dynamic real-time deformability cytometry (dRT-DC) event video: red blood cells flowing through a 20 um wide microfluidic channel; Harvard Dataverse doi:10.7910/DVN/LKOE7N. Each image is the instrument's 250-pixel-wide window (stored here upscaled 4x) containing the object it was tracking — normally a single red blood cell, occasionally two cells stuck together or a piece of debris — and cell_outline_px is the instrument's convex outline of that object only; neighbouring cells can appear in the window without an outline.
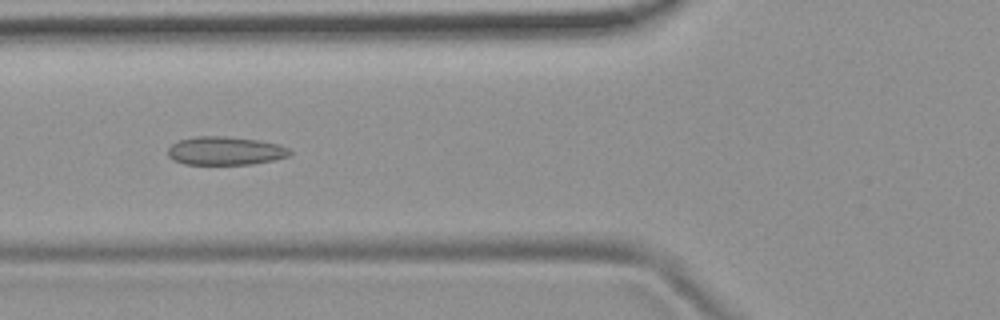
{"species": "common noctule bat (a hibernating species)", "species_latin": "Nyctalus noctula", "temperature_condition": "room temperature", "stored_images_in_passage": 53, "camera_frame_rate_fps": 3000, "um_per_image_px": 0.085, "animal": {"sex": "female", "body_mass_g": 19.9}, "frame": {"image": 1, "passage_image": 20, "time_ms": 6.333, "image_size_px": [1000, 320], "cell_outline_px": [[292, 152], [288, 156], [272, 160], [252, 164], [184, 164], [172, 160], [168, 156], [168, 148], [176, 140], [196, 136], [224, 136], [256, 140], [280, 144], [288, 148]], "centroid_in_image_um": [19.1, 12.81], "position_along_channel_um": 106.7, "area_um2": 20.23}}
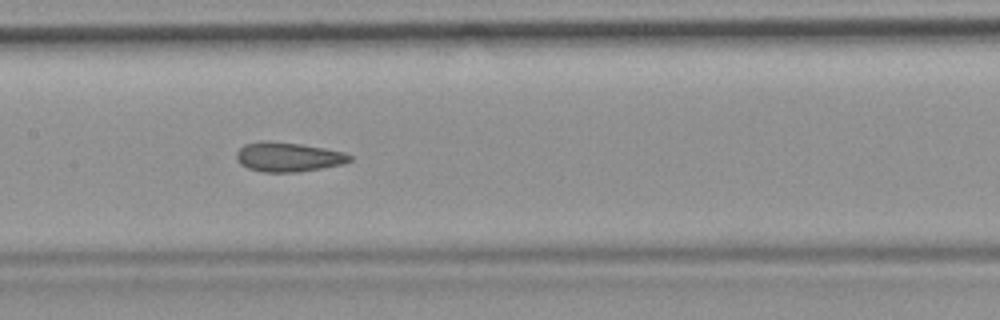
{"frame": {"image": 2, "passage_image": 26, "time_ms": 8.333, "image_size_px": [1000, 320], "cell_outline_px": [[352, 160], [344, 164], [296, 172], [264, 172], [248, 168], [240, 164], [236, 160], [236, 152], [244, 144], [260, 140], [268, 140], [300, 144], [324, 148], [344, 152], [352, 156]], "centroid_in_image_um": [24.47, 13.33], "position_along_channel_um": 182.9, "area_um2": 19.54}}
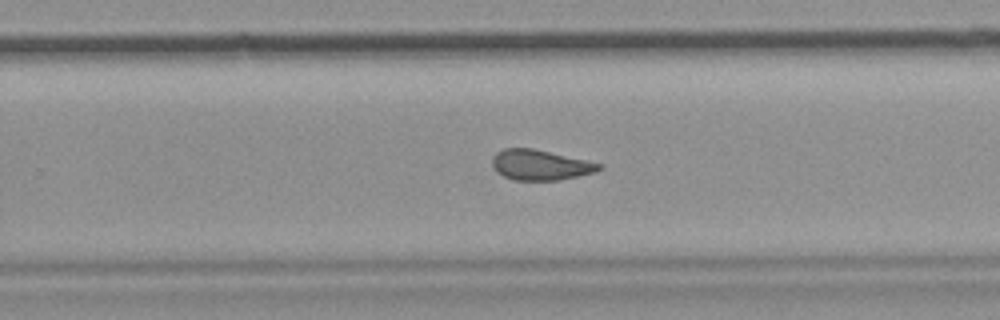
{"frame": {"image": 3, "passage_image": 34, "time_ms": 11.0, "image_size_px": [1000, 320], "cell_outline_px": [[604, 168], [596, 172], [560, 180], [512, 180], [504, 176], [492, 164], [492, 156], [496, 152], [504, 148], [532, 148], [604, 164]], "centroid_in_image_um": [45.96, 14.02], "position_along_channel_um": 283.8, "area_um2": 18.84}, "authors_computed_cell_mechanics": {"area_um2": 19.9988, "velocity_mm_per_s": 3.8072, "shape_relaxation_time_tau1_ms": null, "shape_relaxation_time_tau2_ms": 2.8066, "deformation_change_tau1": null, "deformation_change_tau2": 0.0865}}